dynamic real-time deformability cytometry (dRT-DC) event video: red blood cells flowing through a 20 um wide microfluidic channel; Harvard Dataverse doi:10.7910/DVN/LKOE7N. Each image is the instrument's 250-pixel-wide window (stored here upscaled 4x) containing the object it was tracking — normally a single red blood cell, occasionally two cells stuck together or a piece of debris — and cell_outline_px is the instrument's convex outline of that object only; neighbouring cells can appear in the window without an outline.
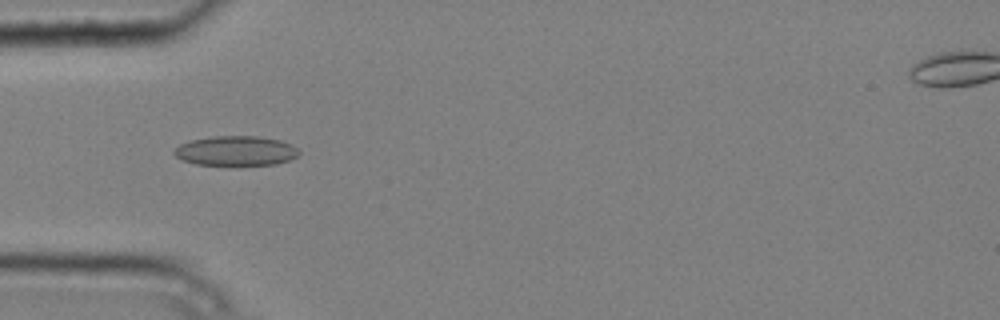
{"species": "common noctule bat (a hibernating species)", "species_latin": "Nyctalus noctula", "temperature_condition": "cold", "stored_images_in_passage": 6, "camera_frame_rate_fps": 3000, "um_per_image_px": 0.085, "animal": {"sex": "male", "body_mass_g": 20.4}, "frame": {"image": 1, "passage_image": 3, "time_ms": 0.667, "image_size_px": [1000, 320], "cell_outline_px": [[300, 152], [296, 156], [288, 160], [276, 164], [196, 164], [184, 160], [176, 156], [172, 152], [180, 144], [188, 140], [212, 136], [256, 136], [280, 140], [292, 144]], "centroid_in_image_um": [20.03, 12.8], "position_along_channel_um": 65.0, "area_um2": 21.33}}
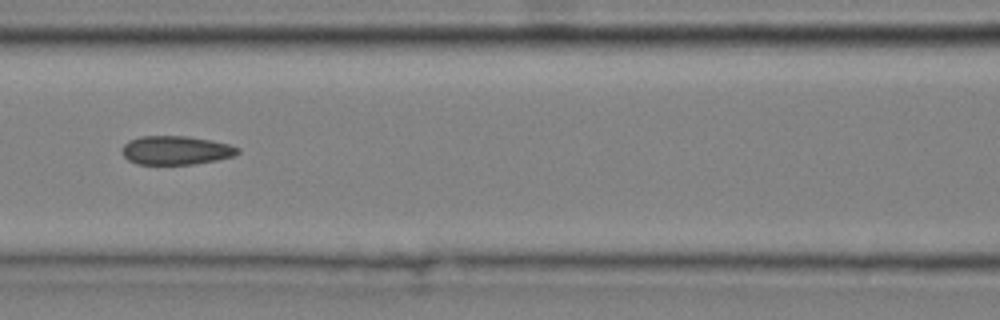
{"frame": {"image": 2, "passage_image": 5, "time_ms": 1.333, "image_size_px": [1000, 320], "cell_outline_px": [[240, 152], [232, 156], [216, 160], [192, 164], [136, 164], [128, 160], [120, 152], [120, 148], [128, 140], [140, 136], [188, 136], [212, 140], [228, 144], [240, 148]], "centroid_in_image_um": [14.91, 12.76], "position_along_channel_um": 151.7, "area_um2": 19.54}}
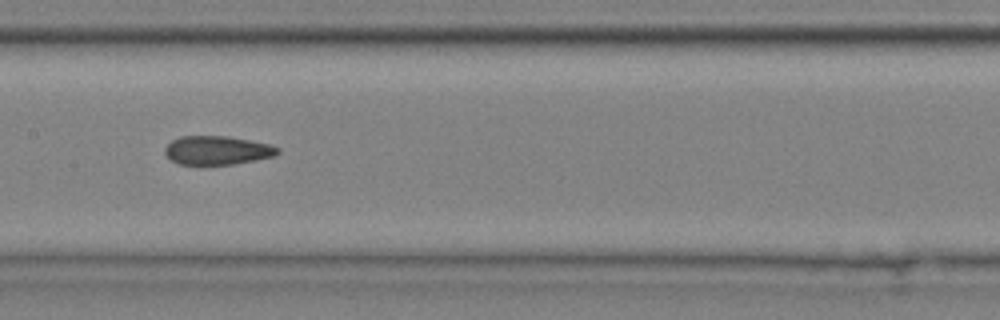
{"frame": {"image": 3, "passage_image": 6, "time_ms": 1.667, "image_size_px": [1000, 320], "cell_outline_px": [[280, 152], [272, 156], [256, 160], [232, 164], [180, 164], [172, 160], [164, 152], [164, 148], [172, 140], [180, 136], [228, 136], [268, 144], [280, 148]], "centroid_in_image_um": [18.45, 12.77], "position_along_channel_um": 188.9, "area_um2": 18.67}}